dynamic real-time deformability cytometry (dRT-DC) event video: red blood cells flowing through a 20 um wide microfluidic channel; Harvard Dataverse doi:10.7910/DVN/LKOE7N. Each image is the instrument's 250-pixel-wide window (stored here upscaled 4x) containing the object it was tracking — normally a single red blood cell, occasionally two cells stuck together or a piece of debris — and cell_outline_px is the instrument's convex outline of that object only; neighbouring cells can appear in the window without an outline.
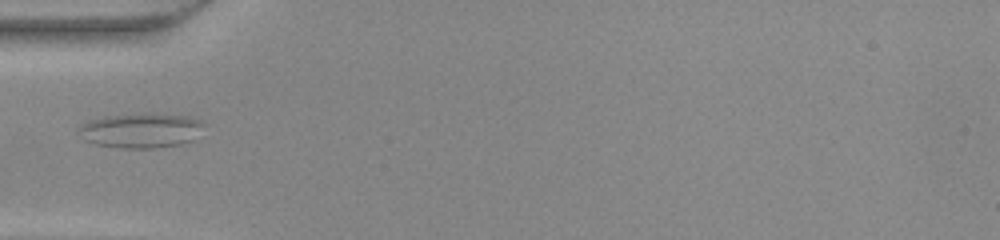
{"species": "common noctule bat (a hibernating species)", "species_latin": "Nyctalus noctula", "temperature_condition": "warm", "stored_images_in_passage": 34, "camera_frame_rate_fps": 3000, "um_per_image_px": 0.085, "animal": {"sex": "female", "body_mass_g": 22.0, "forearm_length_mm": 56.7}, "frame": {"image": 1, "passage_image": 1, "time_ms": 0.0, "image_size_px": [1000, 240], "cell_outline_px": [[204, 124], [192, 140], [180, 144], [152, 148], [120, 148], [96, 144], [84, 140], [76, 128], [80, 124], [88, 120], [104, 116], [144, 112], [148, 112], [188, 116], [200, 120]], "centroid_in_image_um": [11.92, 11.06], "position_along_channel_um": 73.1, "area_um2": 25.66}}
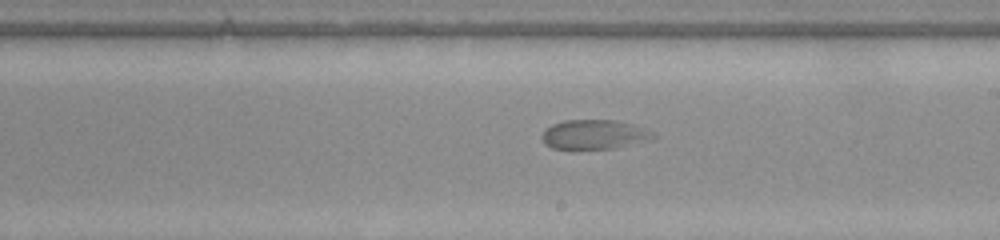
{"frame": {"image": 2, "passage_image": 13, "time_ms": 4.0, "image_size_px": [1000, 240], "cell_outline_px": [[656, 136], [612, 148], [552, 148], [544, 144], [540, 136], [552, 124], [564, 120], [612, 120], [632, 124], [644, 128], [652, 132]], "centroid_in_image_um": [50.41, 11.41], "position_along_channel_um": 238.6, "area_um2": 18.38}}
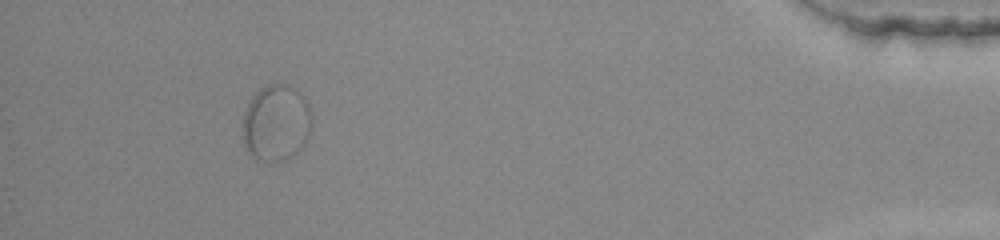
{"frame": {"image": 3, "passage_image": 30, "time_ms": 9.667, "image_size_px": [1000, 240], "cell_outline_px": [[312, 124], [308, 136], [304, 144], [292, 156], [284, 160], [272, 164], [260, 160], [252, 156], [244, 148], [244, 112], [252, 96], [260, 88], [268, 84], [284, 84], [292, 88], [308, 104], [312, 120]], "centroid_in_image_um": [23.46, 10.49], "position_along_channel_um": 411.7, "area_um2": 30.63}}